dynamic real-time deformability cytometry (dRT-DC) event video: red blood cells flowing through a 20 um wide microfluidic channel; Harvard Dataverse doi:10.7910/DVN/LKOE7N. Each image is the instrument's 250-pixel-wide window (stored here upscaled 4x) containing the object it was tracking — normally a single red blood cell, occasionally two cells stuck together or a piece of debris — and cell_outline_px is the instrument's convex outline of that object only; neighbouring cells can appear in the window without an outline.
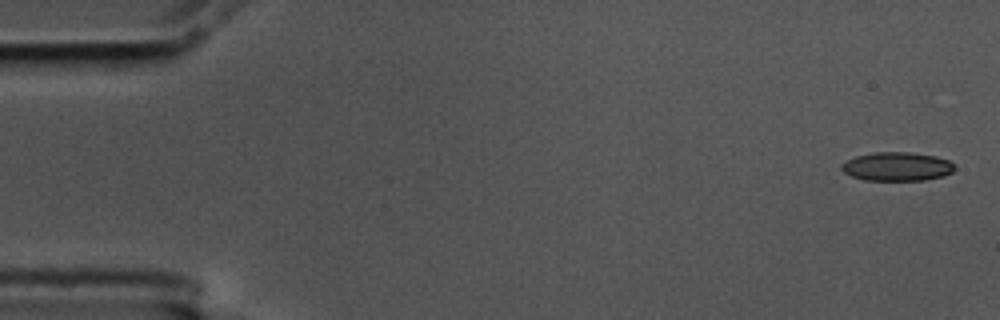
{"species": "common noctule bat (a hibernating species)", "species_latin": "Nyctalus noctula", "temperature_condition": "cold", "stored_images_in_passage": 5, "camera_frame_rate_fps": 3000, "um_per_image_px": 0.085, "animal": {"sex": "male", "body_mass_g": 17.5, "forearm_length_mm": 52.3}, "frame": {"image": 1, "passage_image": 1, "time_ms": 0.0, "image_size_px": [1000, 320], "cell_outline_px": [[956, 168], [952, 172], [944, 176], [924, 180], [864, 180], [852, 176], [844, 172], [840, 168], [840, 164], [856, 156], [876, 152], [908, 152], [936, 156], [948, 160], [956, 164]], "centroid_in_image_um": [76.27, 14.15], "position_along_channel_um": 8.7, "area_um2": 19.02}}
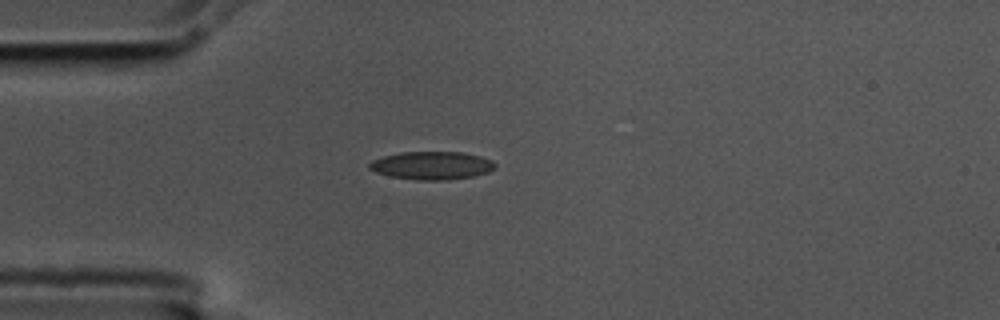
{"frame": {"image": 2, "passage_image": 5, "time_ms": 1.333, "image_size_px": [1000, 320], "cell_outline_px": [[496, 168], [488, 172], [472, 176], [440, 180], [416, 180], [392, 176], [376, 172], [368, 168], [368, 164], [372, 160], [384, 156], [400, 152], [460, 152], [480, 156], [492, 160], [496, 164]], "centroid_in_image_um": [36.7, 14.06], "position_along_channel_um": 48.3, "area_um2": 20.4}}